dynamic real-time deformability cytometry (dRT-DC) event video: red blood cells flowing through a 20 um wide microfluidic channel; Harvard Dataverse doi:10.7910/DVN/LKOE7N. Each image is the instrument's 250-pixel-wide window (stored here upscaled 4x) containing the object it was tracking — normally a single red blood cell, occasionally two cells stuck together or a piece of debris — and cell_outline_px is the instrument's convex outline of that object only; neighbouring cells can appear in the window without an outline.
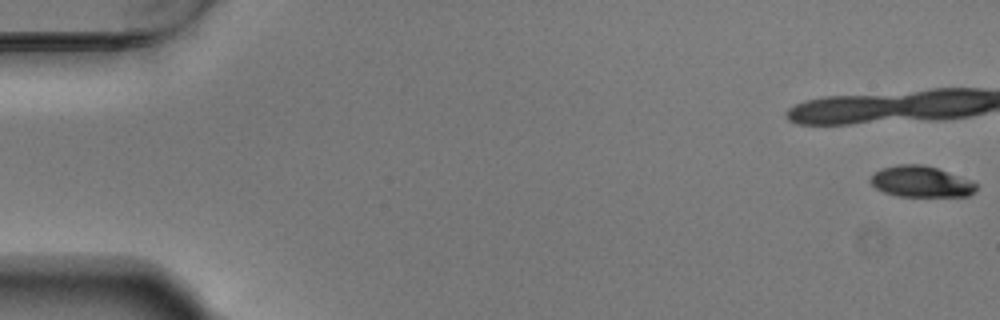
{"species": "Egyptian fruit bat (a non-hibernating species)", "species_latin": "Rousettus aegyptiacus", "temperature_condition": "warm", "stored_images_in_passage": 21, "camera_frame_rate_fps": 3000, "um_per_image_px": 0.085, "animal": {"sex": "male"}, "frame": {"image": 1, "passage_image": 1, "time_ms": 0.0, "image_size_px": [1000, 320], "cell_outline_px": [[976, 192], [968, 196], [896, 196], [884, 192], [876, 188], [868, 180], [880, 168], [900, 164], [920, 164], [936, 168], [972, 180], [976, 184]], "centroid_in_image_um": [78.28, 15.44], "position_along_channel_um": 6.7, "area_um2": 19.13}}
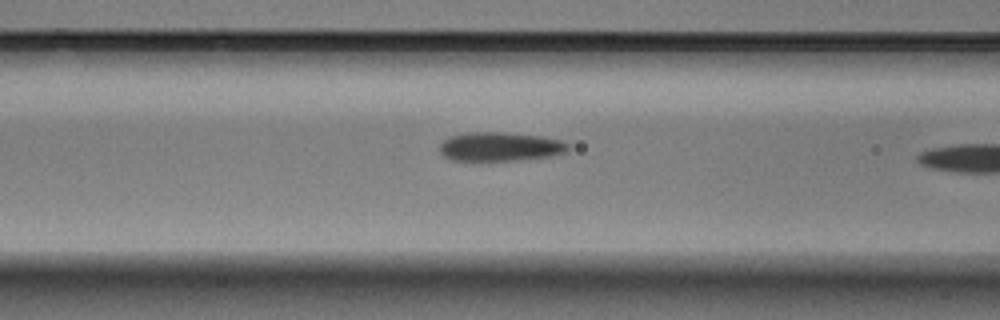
{"frame": {"image": 2, "passage_image": 20, "time_ms": 6.333, "image_size_px": [1000, 320], "cell_outline_px": [[568, 148], [564, 152], [552, 156], [516, 160], [452, 160], [444, 156], [440, 152], [440, 144], [448, 136], [468, 132], [504, 132], [540, 136], [560, 140], [568, 144]], "centroid_in_image_um": [42.47, 12.45], "position_along_channel_um": 124.1, "area_um2": 21.56}}